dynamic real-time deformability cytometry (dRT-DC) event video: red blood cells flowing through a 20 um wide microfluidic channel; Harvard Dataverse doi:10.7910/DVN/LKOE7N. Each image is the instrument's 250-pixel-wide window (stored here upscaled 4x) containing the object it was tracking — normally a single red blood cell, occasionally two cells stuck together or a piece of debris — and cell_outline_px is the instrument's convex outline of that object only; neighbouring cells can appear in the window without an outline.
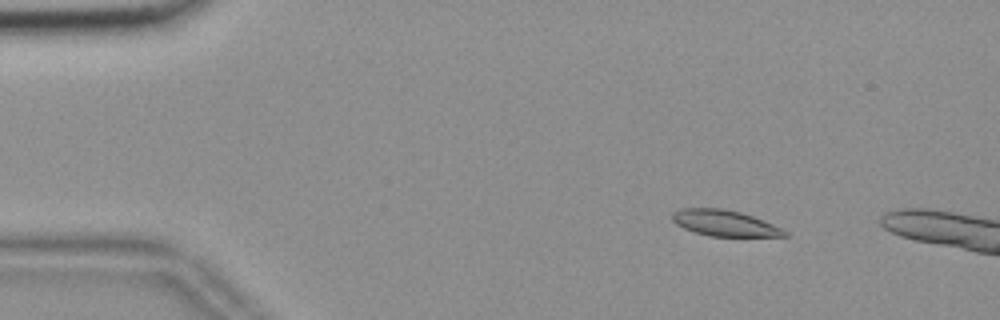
{"species": "common noctule bat (a hibernating species)", "species_latin": "Nyctalus noctula", "temperature_condition": "room temperature", "stored_images_in_passage": 12, "camera_frame_rate_fps": 3000, "um_per_image_px": 0.085, "animal": {"sex": "female", "body_mass_g": 18.4}, "frame": {"image": 1, "passage_image": 7, "time_ms": 2.0, "image_size_px": [1000, 320], "cell_outline_px": [[788, 236], [708, 236], [684, 228], [676, 224], [672, 220], [672, 212], [680, 208], [724, 208], [740, 212], [764, 220], [788, 232]], "centroid_in_image_um": [61.56, 18.95], "position_along_channel_um": 23.4, "area_um2": 16.94}}